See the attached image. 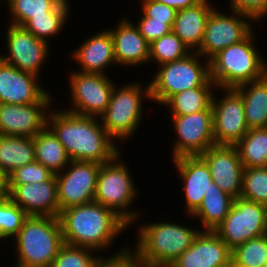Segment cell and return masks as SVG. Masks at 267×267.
I'll use <instances>...</instances> for the list:
<instances>
[{
    "mask_svg": "<svg viewBox=\"0 0 267 267\" xmlns=\"http://www.w3.org/2000/svg\"><path fill=\"white\" fill-rule=\"evenodd\" d=\"M158 67V72L155 71L154 78L149 83L151 101L156 104L164 105L173 95L183 90L216 86L210 78V61L197 52Z\"/></svg>",
    "mask_w": 267,
    "mask_h": 267,
    "instance_id": "6",
    "label": "cell"
},
{
    "mask_svg": "<svg viewBox=\"0 0 267 267\" xmlns=\"http://www.w3.org/2000/svg\"><path fill=\"white\" fill-rule=\"evenodd\" d=\"M133 22L122 17L116 27L108 29L113 38L114 56L119 66L137 67L149 62L150 44Z\"/></svg>",
    "mask_w": 267,
    "mask_h": 267,
    "instance_id": "22",
    "label": "cell"
},
{
    "mask_svg": "<svg viewBox=\"0 0 267 267\" xmlns=\"http://www.w3.org/2000/svg\"><path fill=\"white\" fill-rule=\"evenodd\" d=\"M208 164L212 181L233 198L242 193L244 166L235 146L213 145L200 155Z\"/></svg>",
    "mask_w": 267,
    "mask_h": 267,
    "instance_id": "17",
    "label": "cell"
},
{
    "mask_svg": "<svg viewBox=\"0 0 267 267\" xmlns=\"http://www.w3.org/2000/svg\"><path fill=\"white\" fill-rule=\"evenodd\" d=\"M99 163L71 160L56 174L60 211L94 201Z\"/></svg>",
    "mask_w": 267,
    "mask_h": 267,
    "instance_id": "14",
    "label": "cell"
},
{
    "mask_svg": "<svg viewBox=\"0 0 267 267\" xmlns=\"http://www.w3.org/2000/svg\"><path fill=\"white\" fill-rule=\"evenodd\" d=\"M266 208V233H267V205H265Z\"/></svg>",
    "mask_w": 267,
    "mask_h": 267,
    "instance_id": "46",
    "label": "cell"
},
{
    "mask_svg": "<svg viewBox=\"0 0 267 267\" xmlns=\"http://www.w3.org/2000/svg\"><path fill=\"white\" fill-rule=\"evenodd\" d=\"M29 215L6 195L0 200V241L14 238Z\"/></svg>",
    "mask_w": 267,
    "mask_h": 267,
    "instance_id": "37",
    "label": "cell"
},
{
    "mask_svg": "<svg viewBox=\"0 0 267 267\" xmlns=\"http://www.w3.org/2000/svg\"><path fill=\"white\" fill-rule=\"evenodd\" d=\"M145 86V87H143ZM144 99L151 100L150 84L130 82L113 87L110 103L99 116L101 125L115 140H127L140 126Z\"/></svg>",
    "mask_w": 267,
    "mask_h": 267,
    "instance_id": "8",
    "label": "cell"
},
{
    "mask_svg": "<svg viewBox=\"0 0 267 267\" xmlns=\"http://www.w3.org/2000/svg\"><path fill=\"white\" fill-rule=\"evenodd\" d=\"M214 88L217 86H200L183 90L173 95L165 104L170 115H188L207 110L212 104Z\"/></svg>",
    "mask_w": 267,
    "mask_h": 267,
    "instance_id": "29",
    "label": "cell"
},
{
    "mask_svg": "<svg viewBox=\"0 0 267 267\" xmlns=\"http://www.w3.org/2000/svg\"><path fill=\"white\" fill-rule=\"evenodd\" d=\"M235 147L244 167H267V127L249 129Z\"/></svg>",
    "mask_w": 267,
    "mask_h": 267,
    "instance_id": "30",
    "label": "cell"
},
{
    "mask_svg": "<svg viewBox=\"0 0 267 267\" xmlns=\"http://www.w3.org/2000/svg\"><path fill=\"white\" fill-rule=\"evenodd\" d=\"M224 14L215 8L206 23L202 43L196 51L204 59L211 60L223 49L246 39L256 23L252 18L237 11ZM251 23V24H250Z\"/></svg>",
    "mask_w": 267,
    "mask_h": 267,
    "instance_id": "9",
    "label": "cell"
},
{
    "mask_svg": "<svg viewBox=\"0 0 267 267\" xmlns=\"http://www.w3.org/2000/svg\"><path fill=\"white\" fill-rule=\"evenodd\" d=\"M63 241L97 252L107 251L124 230L131 227L113 210L92 201L60 211Z\"/></svg>",
    "mask_w": 267,
    "mask_h": 267,
    "instance_id": "2",
    "label": "cell"
},
{
    "mask_svg": "<svg viewBox=\"0 0 267 267\" xmlns=\"http://www.w3.org/2000/svg\"><path fill=\"white\" fill-rule=\"evenodd\" d=\"M208 0L177 11L172 32L188 47L196 52L203 40L207 20L215 9Z\"/></svg>",
    "mask_w": 267,
    "mask_h": 267,
    "instance_id": "24",
    "label": "cell"
},
{
    "mask_svg": "<svg viewBox=\"0 0 267 267\" xmlns=\"http://www.w3.org/2000/svg\"><path fill=\"white\" fill-rule=\"evenodd\" d=\"M133 250L147 267H168L191 247L200 230L169 221L141 223Z\"/></svg>",
    "mask_w": 267,
    "mask_h": 267,
    "instance_id": "3",
    "label": "cell"
},
{
    "mask_svg": "<svg viewBox=\"0 0 267 267\" xmlns=\"http://www.w3.org/2000/svg\"><path fill=\"white\" fill-rule=\"evenodd\" d=\"M71 106L64 109L68 112L99 117L110 103L115 85L107 74L84 73L71 71L69 74Z\"/></svg>",
    "mask_w": 267,
    "mask_h": 267,
    "instance_id": "11",
    "label": "cell"
},
{
    "mask_svg": "<svg viewBox=\"0 0 267 267\" xmlns=\"http://www.w3.org/2000/svg\"><path fill=\"white\" fill-rule=\"evenodd\" d=\"M34 161L33 138L0 134V170L6 177L15 169Z\"/></svg>",
    "mask_w": 267,
    "mask_h": 267,
    "instance_id": "27",
    "label": "cell"
},
{
    "mask_svg": "<svg viewBox=\"0 0 267 267\" xmlns=\"http://www.w3.org/2000/svg\"><path fill=\"white\" fill-rule=\"evenodd\" d=\"M99 121V117L52 108L48 116V127L57 136L71 160L103 164L122 150Z\"/></svg>",
    "mask_w": 267,
    "mask_h": 267,
    "instance_id": "1",
    "label": "cell"
},
{
    "mask_svg": "<svg viewBox=\"0 0 267 267\" xmlns=\"http://www.w3.org/2000/svg\"><path fill=\"white\" fill-rule=\"evenodd\" d=\"M174 165L183 182L184 207L189 217L199 208L205 194L210 190L211 171L206 161L200 156H181L173 159Z\"/></svg>",
    "mask_w": 267,
    "mask_h": 267,
    "instance_id": "21",
    "label": "cell"
},
{
    "mask_svg": "<svg viewBox=\"0 0 267 267\" xmlns=\"http://www.w3.org/2000/svg\"><path fill=\"white\" fill-rule=\"evenodd\" d=\"M140 2L142 5L140 12L149 17L150 21L163 22L173 27L177 14L176 9L156 0H140Z\"/></svg>",
    "mask_w": 267,
    "mask_h": 267,
    "instance_id": "39",
    "label": "cell"
},
{
    "mask_svg": "<svg viewBox=\"0 0 267 267\" xmlns=\"http://www.w3.org/2000/svg\"><path fill=\"white\" fill-rule=\"evenodd\" d=\"M6 195V186H0V200H2Z\"/></svg>",
    "mask_w": 267,
    "mask_h": 267,
    "instance_id": "45",
    "label": "cell"
},
{
    "mask_svg": "<svg viewBox=\"0 0 267 267\" xmlns=\"http://www.w3.org/2000/svg\"><path fill=\"white\" fill-rule=\"evenodd\" d=\"M156 1L166 4L170 7H173L178 11L181 9H185L187 7L194 6L200 3L202 0H156Z\"/></svg>",
    "mask_w": 267,
    "mask_h": 267,
    "instance_id": "43",
    "label": "cell"
},
{
    "mask_svg": "<svg viewBox=\"0 0 267 267\" xmlns=\"http://www.w3.org/2000/svg\"><path fill=\"white\" fill-rule=\"evenodd\" d=\"M240 198L267 205V167H244Z\"/></svg>",
    "mask_w": 267,
    "mask_h": 267,
    "instance_id": "35",
    "label": "cell"
},
{
    "mask_svg": "<svg viewBox=\"0 0 267 267\" xmlns=\"http://www.w3.org/2000/svg\"><path fill=\"white\" fill-rule=\"evenodd\" d=\"M69 8V0H64L50 15L33 16L23 27L34 37L49 43L50 37L61 33L70 14Z\"/></svg>",
    "mask_w": 267,
    "mask_h": 267,
    "instance_id": "31",
    "label": "cell"
},
{
    "mask_svg": "<svg viewBox=\"0 0 267 267\" xmlns=\"http://www.w3.org/2000/svg\"><path fill=\"white\" fill-rule=\"evenodd\" d=\"M168 267H231V249L214 231L200 230L191 247Z\"/></svg>",
    "mask_w": 267,
    "mask_h": 267,
    "instance_id": "19",
    "label": "cell"
},
{
    "mask_svg": "<svg viewBox=\"0 0 267 267\" xmlns=\"http://www.w3.org/2000/svg\"><path fill=\"white\" fill-rule=\"evenodd\" d=\"M48 92L39 102L26 105L0 103V134L36 136L48 126L53 96ZM48 112V113H47Z\"/></svg>",
    "mask_w": 267,
    "mask_h": 267,
    "instance_id": "15",
    "label": "cell"
},
{
    "mask_svg": "<svg viewBox=\"0 0 267 267\" xmlns=\"http://www.w3.org/2000/svg\"><path fill=\"white\" fill-rule=\"evenodd\" d=\"M229 9L259 22L260 19L267 17V0H230Z\"/></svg>",
    "mask_w": 267,
    "mask_h": 267,
    "instance_id": "42",
    "label": "cell"
},
{
    "mask_svg": "<svg viewBox=\"0 0 267 267\" xmlns=\"http://www.w3.org/2000/svg\"><path fill=\"white\" fill-rule=\"evenodd\" d=\"M10 200L29 216H54L60 214L56 175L41 183L6 186Z\"/></svg>",
    "mask_w": 267,
    "mask_h": 267,
    "instance_id": "18",
    "label": "cell"
},
{
    "mask_svg": "<svg viewBox=\"0 0 267 267\" xmlns=\"http://www.w3.org/2000/svg\"><path fill=\"white\" fill-rule=\"evenodd\" d=\"M53 173L41 163L34 161L15 169L6 177V186H17L27 183H41L48 180Z\"/></svg>",
    "mask_w": 267,
    "mask_h": 267,
    "instance_id": "38",
    "label": "cell"
},
{
    "mask_svg": "<svg viewBox=\"0 0 267 267\" xmlns=\"http://www.w3.org/2000/svg\"><path fill=\"white\" fill-rule=\"evenodd\" d=\"M9 24L23 27L33 16L50 15L64 0H6Z\"/></svg>",
    "mask_w": 267,
    "mask_h": 267,
    "instance_id": "32",
    "label": "cell"
},
{
    "mask_svg": "<svg viewBox=\"0 0 267 267\" xmlns=\"http://www.w3.org/2000/svg\"><path fill=\"white\" fill-rule=\"evenodd\" d=\"M190 53L188 47L171 31L150 44L149 64L154 60L159 66L182 59Z\"/></svg>",
    "mask_w": 267,
    "mask_h": 267,
    "instance_id": "34",
    "label": "cell"
},
{
    "mask_svg": "<svg viewBox=\"0 0 267 267\" xmlns=\"http://www.w3.org/2000/svg\"><path fill=\"white\" fill-rule=\"evenodd\" d=\"M35 161L41 163L53 174L61 173L71 159L54 132L47 126L33 137Z\"/></svg>",
    "mask_w": 267,
    "mask_h": 267,
    "instance_id": "28",
    "label": "cell"
},
{
    "mask_svg": "<svg viewBox=\"0 0 267 267\" xmlns=\"http://www.w3.org/2000/svg\"><path fill=\"white\" fill-rule=\"evenodd\" d=\"M97 267H147L139 255L129 247L120 248L114 255L100 256Z\"/></svg>",
    "mask_w": 267,
    "mask_h": 267,
    "instance_id": "40",
    "label": "cell"
},
{
    "mask_svg": "<svg viewBox=\"0 0 267 267\" xmlns=\"http://www.w3.org/2000/svg\"><path fill=\"white\" fill-rule=\"evenodd\" d=\"M71 54L72 60L81 68L77 70L84 73L107 74L105 69L117 65L113 38L106 28L83 41Z\"/></svg>",
    "mask_w": 267,
    "mask_h": 267,
    "instance_id": "23",
    "label": "cell"
},
{
    "mask_svg": "<svg viewBox=\"0 0 267 267\" xmlns=\"http://www.w3.org/2000/svg\"><path fill=\"white\" fill-rule=\"evenodd\" d=\"M14 241L17 254L14 267H51L64 244L59 218L29 216Z\"/></svg>",
    "mask_w": 267,
    "mask_h": 267,
    "instance_id": "4",
    "label": "cell"
},
{
    "mask_svg": "<svg viewBox=\"0 0 267 267\" xmlns=\"http://www.w3.org/2000/svg\"><path fill=\"white\" fill-rule=\"evenodd\" d=\"M7 27L4 37L8 52L7 55L2 52L0 59L21 71L41 75L40 71L46 63L48 54L51 53L49 43L34 37L24 27L13 24Z\"/></svg>",
    "mask_w": 267,
    "mask_h": 267,
    "instance_id": "16",
    "label": "cell"
},
{
    "mask_svg": "<svg viewBox=\"0 0 267 267\" xmlns=\"http://www.w3.org/2000/svg\"><path fill=\"white\" fill-rule=\"evenodd\" d=\"M95 252L93 249L64 243L51 267H97L100 257Z\"/></svg>",
    "mask_w": 267,
    "mask_h": 267,
    "instance_id": "36",
    "label": "cell"
},
{
    "mask_svg": "<svg viewBox=\"0 0 267 267\" xmlns=\"http://www.w3.org/2000/svg\"><path fill=\"white\" fill-rule=\"evenodd\" d=\"M241 95L249 129L267 127V74L235 88Z\"/></svg>",
    "mask_w": 267,
    "mask_h": 267,
    "instance_id": "25",
    "label": "cell"
},
{
    "mask_svg": "<svg viewBox=\"0 0 267 267\" xmlns=\"http://www.w3.org/2000/svg\"><path fill=\"white\" fill-rule=\"evenodd\" d=\"M214 232L231 250L266 234L265 205L236 198L230 212Z\"/></svg>",
    "mask_w": 267,
    "mask_h": 267,
    "instance_id": "10",
    "label": "cell"
},
{
    "mask_svg": "<svg viewBox=\"0 0 267 267\" xmlns=\"http://www.w3.org/2000/svg\"><path fill=\"white\" fill-rule=\"evenodd\" d=\"M0 186H6V176L0 170Z\"/></svg>",
    "mask_w": 267,
    "mask_h": 267,
    "instance_id": "44",
    "label": "cell"
},
{
    "mask_svg": "<svg viewBox=\"0 0 267 267\" xmlns=\"http://www.w3.org/2000/svg\"><path fill=\"white\" fill-rule=\"evenodd\" d=\"M235 198L222 191L213 182L210 190L205 194L199 208L191 215L196 220L200 219L203 231H214L230 212Z\"/></svg>",
    "mask_w": 267,
    "mask_h": 267,
    "instance_id": "26",
    "label": "cell"
},
{
    "mask_svg": "<svg viewBox=\"0 0 267 267\" xmlns=\"http://www.w3.org/2000/svg\"><path fill=\"white\" fill-rule=\"evenodd\" d=\"M177 139L172 147V159L196 156L215 145L213 135V111L207 110L188 115H170Z\"/></svg>",
    "mask_w": 267,
    "mask_h": 267,
    "instance_id": "12",
    "label": "cell"
},
{
    "mask_svg": "<svg viewBox=\"0 0 267 267\" xmlns=\"http://www.w3.org/2000/svg\"><path fill=\"white\" fill-rule=\"evenodd\" d=\"M223 97L212 98L213 135L215 145L235 146L249 131L243 100L235 88H217Z\"/></svg>",
    "mask_w": 267,
    "mask_h": 267,
    "instance_id": "13",
    "label": "cell"
},
{
    "mask_svg": "<svg viewBox=\"0 0 267 267\" xmlns=\"http://www.w3.org/2000/svg\"><path fill=\"white\" fill-rule=\"evenodd\" d=\"M120 156L121 152L100 165L94 201L113 210L130 226L140 219L142 213L130 209L138 193L131 171Z\"/></svg>",
    "mask_w": 267,
    "mask_h": 267,
    "instance_id": "7",
    "label": "cell"
},
{
    "mask_svg": "<svg viewBox=\"0 0 267 267\" xmlns=\"http://www.w3.org/2000/svg\"><path fill=\"white\" fill-rule=\"evenodd\" d=\"M267 263V233L231 250V267L264 266Z\"/></svg>",
    "mask_w": 267,
    "mask_h": 267,
    "instance_id": "33",
    "label": "cell"
},
{
    "mask_svg": "<svg viewBox=\"0 0 267 267\" xmlns=\"http://www.w3.org/2000/svg\"><path fill=\"white\" fill-rule=\"evenodd\" d=\"M254 31L210 60V78L217 88H236L267 74V62L255 46Z\"/></svg>",
    "mask_w": 267,
    "mask_h": 267,
    "instance_id": "5",
    "label": "cell"
},
{
    "mask_svg": "<svg viewBox=\"0 0 267 267\" xmlns=\"http://www.w3.org/2000/svg\"><path fill=\"white\" fill-rule=\"evenodd\" d=\"M39 77L0 59V103L26 105L39 102L49 92L40 85Z\"/></svg>",
    "mask_w": 267,
    "mask_h": 267,
    "instance_id": "20",
    "label": "cell"
},
{
    "mask_svg": "<svg viewBox=\"0 0 267 267\" xmlns=\"http://www.w3.org/2000/svg\"><path fill=\"white\" fill-rule=\"evenodd\" d=\"M139 15H141V17L139 18L138 23L134 22V24L149 44L172 31V27L169 24H164L163 22L158 21H150L149 17H146L140 12Z\"/></svg>",
    "mask_w": 267,
    "mask_h": 267,
    "instance_id": "41",
    "label": "cell"
}]
</instances>
